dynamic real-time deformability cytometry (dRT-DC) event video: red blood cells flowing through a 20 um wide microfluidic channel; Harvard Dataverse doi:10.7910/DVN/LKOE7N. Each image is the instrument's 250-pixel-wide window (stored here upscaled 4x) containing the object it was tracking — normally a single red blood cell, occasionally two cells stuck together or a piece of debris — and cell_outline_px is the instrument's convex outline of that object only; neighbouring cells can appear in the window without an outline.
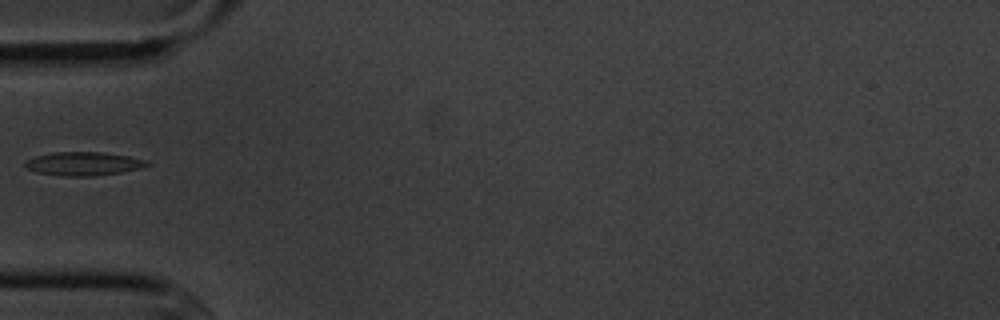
{"species": "common noctule bat (a hibernating species)", "species_latin": "Nyctalus noctula", "temperature_condition": "cold", "stored_images_in_passage": 5, "camera_frame_rate_fps": 3000, "um_per_image_px": 0.085, "animal": {"sex": "male", "body_mass_g": 20.1, "forearm_length_mm": 53.5}, "frame": {"image": 1, "passage_image": 4, "time_ms": 3.333, "image_size_px": [1000, 320], "cell_outline_px": [[152, 164], [140, 168], [120, 172], [96, 176], [60, 176], [36, 172], [28, 168], [24, 164], [24, 160], [36, 156], [52, 152], [100, 152], [128, 156], [148, 160]], "centroid_in_image_um": [7.09, 13.91], "position_along_channel_um": 77.9, "area_um2": 16.82}}
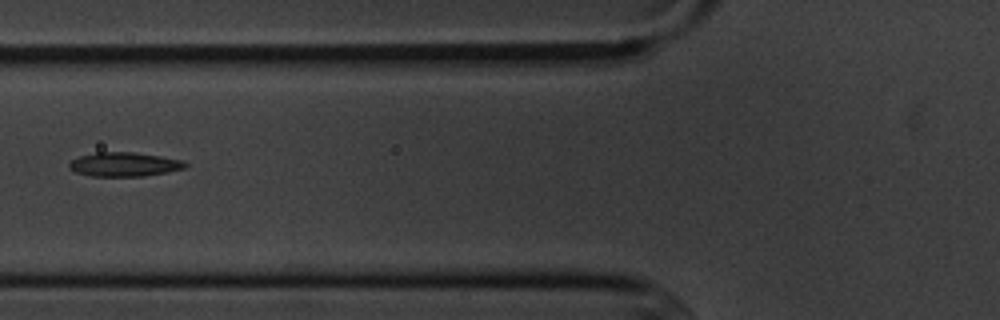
{"frame": {"image": 2, "passage_image": 5, "time_ms": 4.333, "image_size_px": [1000, 320], "cell_outline_px": [[188, 164], [184, 168], [168, 172], [144, 176], [88, 176], [76, 172], [68, 168], [68, 164], [72, 160], [80, 156], [96, 152], [132, 152], [160, 156], [184, 160]], "centroid_in_image_um": [10.56, 13.97], "position_along_channel_um": 115.2, "area_um2": 16.36}}